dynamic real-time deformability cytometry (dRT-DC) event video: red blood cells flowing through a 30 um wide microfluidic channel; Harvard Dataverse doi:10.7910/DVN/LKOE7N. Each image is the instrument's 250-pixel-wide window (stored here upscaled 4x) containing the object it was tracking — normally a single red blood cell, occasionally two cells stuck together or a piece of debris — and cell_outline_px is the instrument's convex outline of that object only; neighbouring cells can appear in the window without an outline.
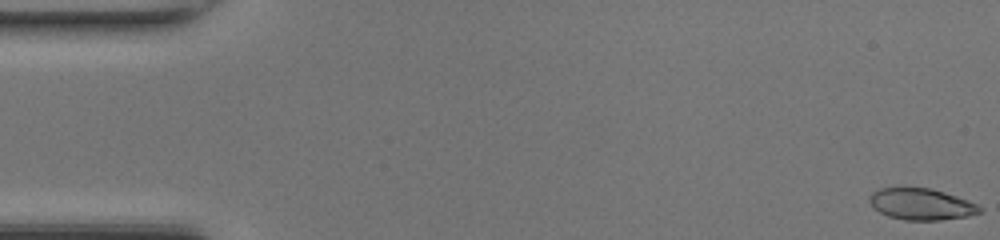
{"species": "common noctule bat (a hibernating species)", "species_latin": "Nyctalus noctula", "temperature_condition": "room temperature", "stored_images_in_passage": 48, "camera_frame_rate_fps": 3000, "um_per_image_px": 0.085, "animal": {"sex": "female", "body_mass_g": 17.0, "forearm_length_mm": 48.0}, "frame": {"image": 1, "passage_image": 1, "time_ms": 0.0, "image_size_px": [1000, 240], "cell_outline_px": [[984, 212], [968, 216], [940, 220], [904, 220], [888, 216], [872, 208], [868, 200], [868, 196], [872, 192], [880, 188], [900, 184], [904, 184], [928, 188], [944, 192], [968, 200], [984, 208]], "centroid_in_image_um": [78.25, 17.31], "position_along_channel_um": 6.7, "area_um2": 21.1}}
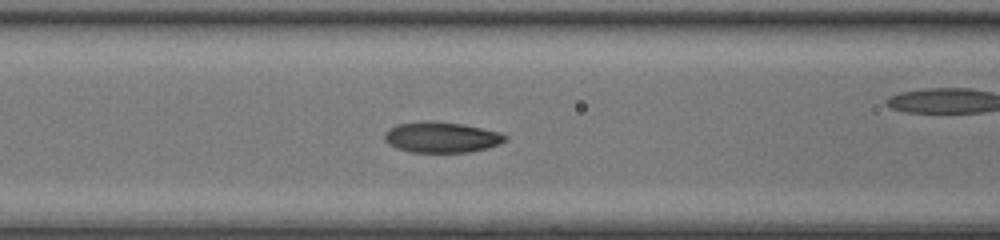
{"frame": {"image": 2, "passage_image": 20, "time_ms": 6.333, "image_size_px": [1000, 240], "cell_outline_px": [[508, 140], [500, 144], [488, 148], [468, 152], [412, 152], [396, 148], [388, 144], [384, 140], [384, 132], [388, 128], [396, 124], [424, 120], [432, 120], [460, 124], [500, 132], [508, 136]], "centroid_in_image_um": [37.5, 11.66], "position_along_channel_um": 129.1, "area_um2": 21.85}}
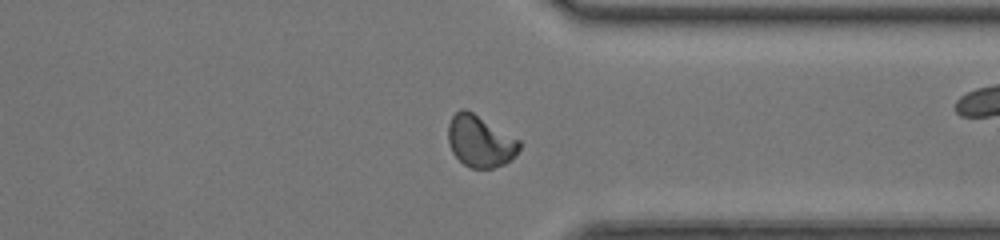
{"frame": {"image": 3, "passage_image": 37, "time_ms": 12.0, "image_size_px": [1000, 240], "cell_outline_px": [[520, 148], [516, 156], [504, 164], [492, 168], [472, 168], [464, 164], [452, 152], [448, 140], [448, 124], [452, 116], [460, 108], [464, 108], [472, 112], [520, 140]], "centroid_in_image_um": [40.81, 12.0], "position_along_channel_um": 370.6, "area_um2": 21.33}, "authors_computed_cell_mechanics": {"area_um2": 21.0103, "velocity_mm_per_s": 4.3175, "shape_relaxation_time_tau1_ms": 4.2174, "shape_relaxation_time_tau2_ms": 1.0451, "deformation_change_tau1": 0.1643, "deformation_change_tau2": 0.0484}}